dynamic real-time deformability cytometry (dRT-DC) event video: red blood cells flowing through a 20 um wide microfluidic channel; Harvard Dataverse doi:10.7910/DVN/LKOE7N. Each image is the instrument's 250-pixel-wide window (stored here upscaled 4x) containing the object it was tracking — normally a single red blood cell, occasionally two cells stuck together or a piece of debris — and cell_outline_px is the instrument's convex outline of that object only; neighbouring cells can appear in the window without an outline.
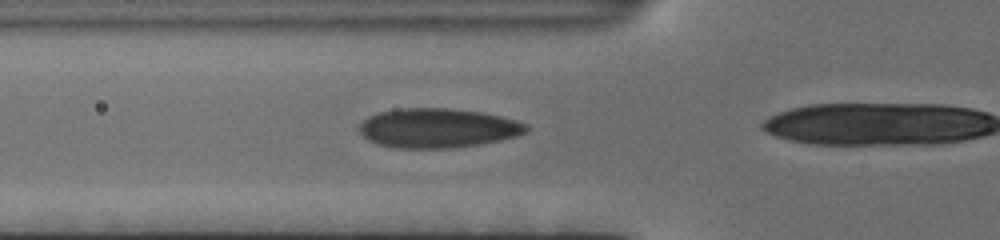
{"species": "human", "species_latin": "Homo sapiens", "temperature_condition": "cold", "stored_images_in_passage": 43, "camera_frame_rate_fps": 3000, "um_per_image_px": 0.085, "donor": {"sex": "female"}, "frame": {"image": 1, "passage_image": 34, "time_ms": 11.0, "image_size_px": [1000, 240], "cell_outline_px": [[528, 132], [516, 136], [500, 140], [480, 144], [448, 148], [396, 148], [376, 144], [368, 140], [356, 128], [368, 116], [380, 112], [396, 108], [448, 108], [480, 112], [500, 116], [516, 120], [528, 124]], "centroid_in_image_um": [37.19, 10.88], "position_along_channel_um": 88.6, "area_um2": 38.49}}
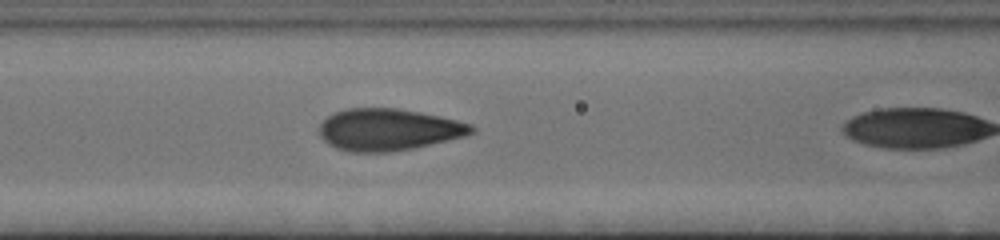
{"frame": {"image": 2, "passage_image": 42, "time_ms": 13.667, "image_size_px": [1000, 240], "cell_outline_px": [[476, 132], [464, 136], [448, 140], [412, 148], [388, 152], [348, 152], [336, 148], [328, 144], [320, 136], [320, 124], [328, 116], [336, 112], [348, 108], [396, 108], [420, 112], [440, 116], [472, 124], [476, 128]], "centroid_in_image_um": [33.02, 11.02], "position_along_channel_um": 133.6, "area_um2": 37.05}}